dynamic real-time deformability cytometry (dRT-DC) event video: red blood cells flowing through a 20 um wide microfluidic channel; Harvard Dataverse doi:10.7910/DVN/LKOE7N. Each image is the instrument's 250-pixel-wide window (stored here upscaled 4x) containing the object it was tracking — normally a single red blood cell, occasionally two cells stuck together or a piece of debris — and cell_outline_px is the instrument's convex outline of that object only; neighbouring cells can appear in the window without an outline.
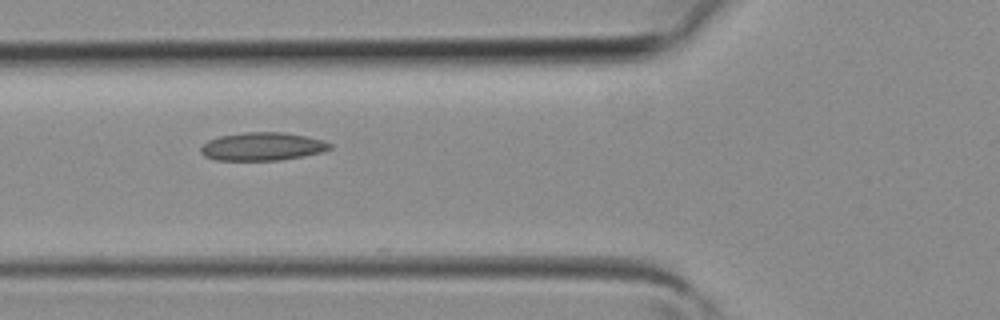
{"species": "common noctule bat (a hibernating species)", "species_latin": "Nyctalus noctula", "temperature_condition": "room temperature", "stored_images_in_passage": 3, "camera_frame_rate_fps": 3000, "um_per_image_px": 0.085, "animal": {"sex": "female", "body_mass_g": 19.3, "forearm_length_mm": 54.1}, "frame": {"image": 1, "passage_image": 3, "time_ms": 0.667, "image_size_px": [1000, 320], "cell_outline_px": [[332, 148], [320, 152], [304, 156], [280, 160], [216, 160], [204, 156], [200, 152], [200, 148], [208, 140], [220, 136], [244, 132], [284, 132], [324, 140], [332, 144]], "centroid_in_image_um": [22.3, 12.45], "position_along_channel_um": 103.5, "area_um2": 21.15}}